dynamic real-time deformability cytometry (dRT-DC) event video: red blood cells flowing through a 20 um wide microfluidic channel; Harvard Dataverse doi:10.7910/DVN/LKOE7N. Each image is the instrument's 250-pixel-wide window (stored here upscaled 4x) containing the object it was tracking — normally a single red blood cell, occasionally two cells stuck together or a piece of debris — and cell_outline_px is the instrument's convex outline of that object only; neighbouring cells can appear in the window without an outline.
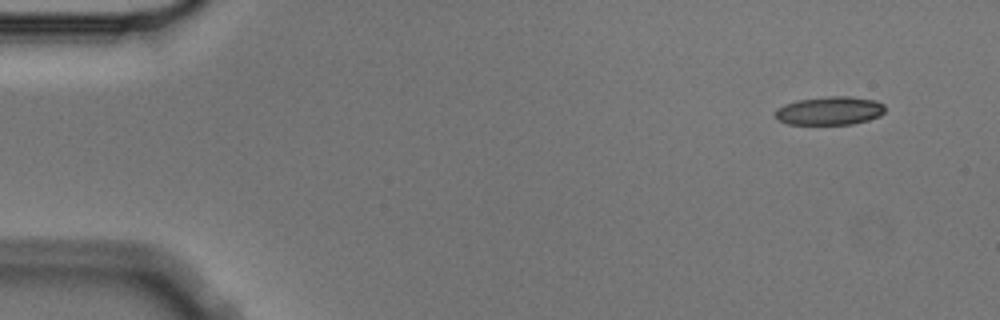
{"species": "Egyptian fruit bat (a non-hibernating species)", "species_latin": "Rousettus aegyptiacus", "temperature_condition": "cold", "stored_images_in_passage": 5, "camera_frame_rate_fps": 3000, "um_per_image_px": 0.085, "animal": {"sex": "male"}, "frame": {"image": 1, "passage_image": 1, "time_ms": 0.0, "image_size_px": [1000, 320], "cell_outline_px": [[884, 112], [880, 116], [868, 120], [852, 124], [788, 124], [776, 120], [776, 108], [784, 104], [796, 100], [828, 96], [852, 96], [876, 100], [884, 104]], "centroid_in_image_um": [70.52, 9.4], "position_along_channel_um": 14.5, "area_um2": 18.38}}
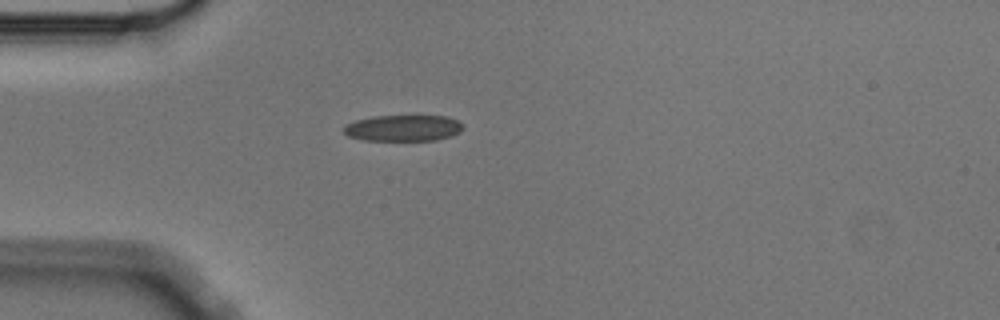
{"frame": {"image": 2, "passage_image": 4, "time_ms": 1.0, "image_size_px": [1000, 320], "cell_outline_px": [[464, 128], [460, 132], [452, 136], [436, 140], [364, 140], [348, 136], [344, 132], [344, 124], [356, 120], [372, 116], [416, 112], [448, 116], [464, 124]], "centroid_in_image_um": [34.33, 10.82], "position_along_channel_um": 50.7, "area_um2": 19.42}}